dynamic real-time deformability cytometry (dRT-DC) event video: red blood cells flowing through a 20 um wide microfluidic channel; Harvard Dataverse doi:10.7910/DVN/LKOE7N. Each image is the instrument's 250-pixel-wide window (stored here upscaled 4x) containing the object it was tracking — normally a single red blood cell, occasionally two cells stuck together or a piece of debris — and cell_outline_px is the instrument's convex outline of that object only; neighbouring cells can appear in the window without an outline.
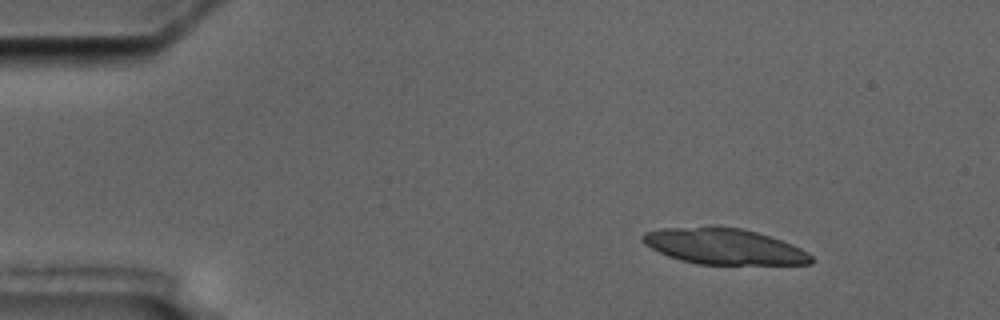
{"species": "common noctule bat (a hibernating species)", "species_latin": "Nyctalus noctula", "temperature_condition": "cold", "stored_images_in_passage": 6, "camera_frame_rate_fps": 3000, "um_per_image_px": 0.085, "animal": {"sex": "male", "body_mass_g": 17.5, "forearm_length_mm": 52.3}, "frame": {"image": 1, "passage_image": 1, "time_ms": 0.0, "image_size_px": [1000, 320], "cell_outline_px": [[812, 264], [696, 264], [680, 260], [668, 256], [644, 244], [640, 240], [640, 236], [644, 232], [660, 228], [712, 224], [716, 224], [740, 228], [756, 232], [792, 244], [808, 252], [812, 256]], "centroid_in_image_um": [61.46, 20.91], "position_along_channel_um": 23.5, "area_um2": 35.84}}